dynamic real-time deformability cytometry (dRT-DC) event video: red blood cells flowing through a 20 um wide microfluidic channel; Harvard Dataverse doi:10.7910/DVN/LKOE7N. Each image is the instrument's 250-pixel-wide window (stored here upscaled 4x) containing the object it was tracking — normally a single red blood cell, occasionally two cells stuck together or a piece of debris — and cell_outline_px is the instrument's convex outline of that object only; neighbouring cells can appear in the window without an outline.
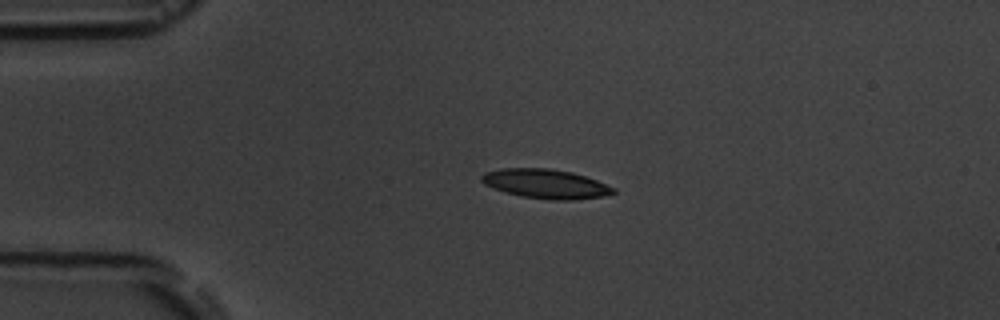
{"species": "common noctule bat (a hibernating species)", "species_latin": "Nyctalus noctula", "temperature_condition": "room temperature", "stored_images_in_passage": 4, "camera_frame_rate_fps": 3000, "um_per_image_px": 0.085, "animal": {"sex": "male", "body_mass_g": 19.5, "forearm_length_mm": 54.6}, "frame": {"image": 1, "passage_image": 3, "time_ms": 2.333, "image_size_px": [1000, 320], "cell_outline_px": [[616, 192], [604, 196], [576, 200], [548, 200], [520, 196], [504, 192], [492, 188], [484, 184], [480, 180], [480, 176], [484, 172], [500, 168], [548, 168], [572, 172], [596, 180], [616, 188]], "centroid_in_image_um": [46.35, 15.63], "position_along_channel_um": 38.6, "area_um2": 22.77}}